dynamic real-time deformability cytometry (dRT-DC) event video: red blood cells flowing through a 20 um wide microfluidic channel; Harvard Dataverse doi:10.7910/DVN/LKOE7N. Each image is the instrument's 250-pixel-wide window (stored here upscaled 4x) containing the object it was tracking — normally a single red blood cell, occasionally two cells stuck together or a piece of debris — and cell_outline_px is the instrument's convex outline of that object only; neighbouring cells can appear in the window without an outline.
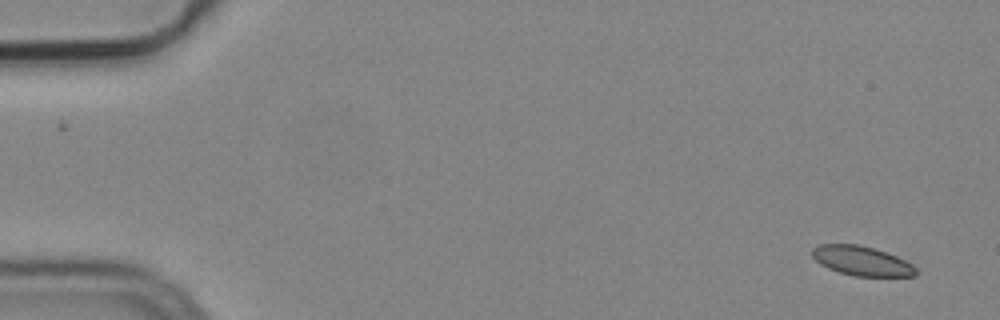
{"species": "common noctule bat (a hibernating species)", "species_latin": "Nyctalus noctula", "temperature_condition": "cold", "stored_images_in_passage": 5, "camera_frame_rate_fps": 3000, "um_per_image_px": 0.085, "animal": {"sex": "male", "body_mass_g": 19.2, "forearm_length_mm": 51.8}, "frame": {"image": 1, "passage_image": 1, "time_ms": 0.0, "image_size_px": [1000, 320], "cell_outline_px": [[916, 276], [852, 276], [828, 268], [820, 264], [812, 256], [812, 248], [820, 244], [856, 244], [872, 248], [896, 256], [912, 264], [916, 268]], "centroid_in_image_um": [73.22, 22.18], "position_along_channel_um": 11.8, "area_um2": 17.63}}
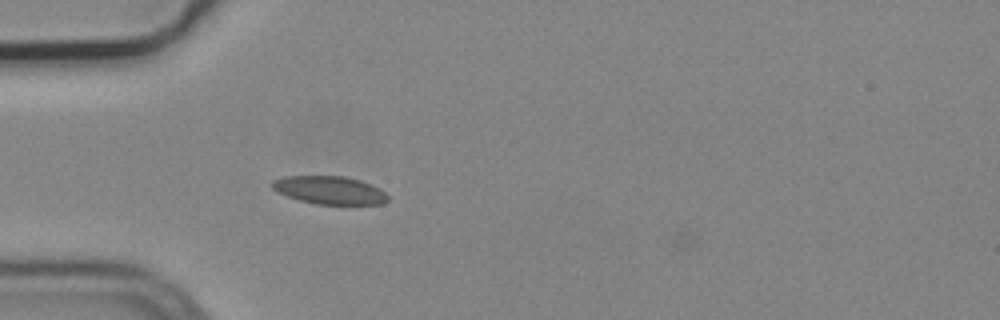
{"frame": {"image": 2, "passage_image": 4, "time_ms": 1.0, "image_size_px": [1000, 320], "cell_outline_px": [[388, 200], [384, 204], [316, 204], [300, 200], [276, 192], [272, 188], [272, 180], [284, 176], [344, 176], [360, 180], [380, 188], [388, 196]], "centroid_in_image_um": [28.01, 16.16], "position_along_channel_um": 57.0, "area_um2": 18.9}}